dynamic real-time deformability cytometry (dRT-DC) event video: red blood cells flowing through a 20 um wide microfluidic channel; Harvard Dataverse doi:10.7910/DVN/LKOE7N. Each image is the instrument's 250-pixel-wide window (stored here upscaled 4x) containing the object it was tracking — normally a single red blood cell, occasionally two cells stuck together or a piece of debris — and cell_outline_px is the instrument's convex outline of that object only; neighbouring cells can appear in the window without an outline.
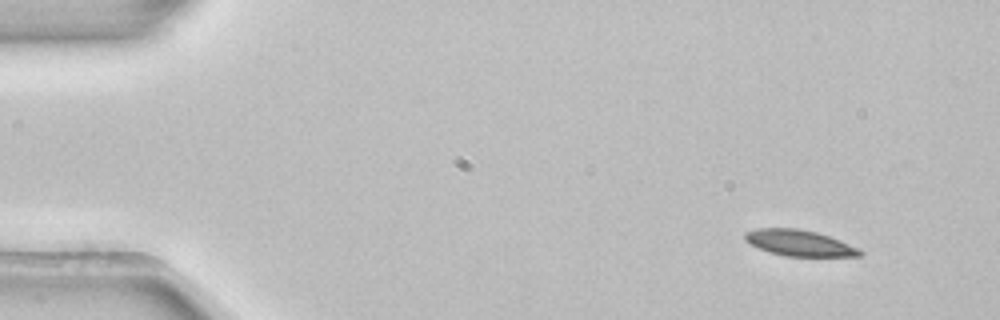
{"species": "common noctule bat (a hibernating species)", "species_latin": "Nyctalus noctula", "temperature_condition": "room temperature", "stored_images_in_passage": 5, "camera_frame_rate_fps": 3000, "um_per_image_px": 0.085, "animal": {"sex": "female", "body_mass_g": 22.7, "forearm_length_mm": 54.2}, "frame": {"image": 1, "passage_image": 1, "time_ms": 0.0, "image_size_px": [1000, 320], "cell_outline_px": [[864, 252], [860, 256], [784, 256], [768, 252], [744, 240], [744, 232], [756, 228], [796, 228], [816, 232], [828, 236], [860, 248]], "centroid_in_image_um": [67.93, 20.65], "position_along_channel_um": 17.1, "area_um2": 17.4}}
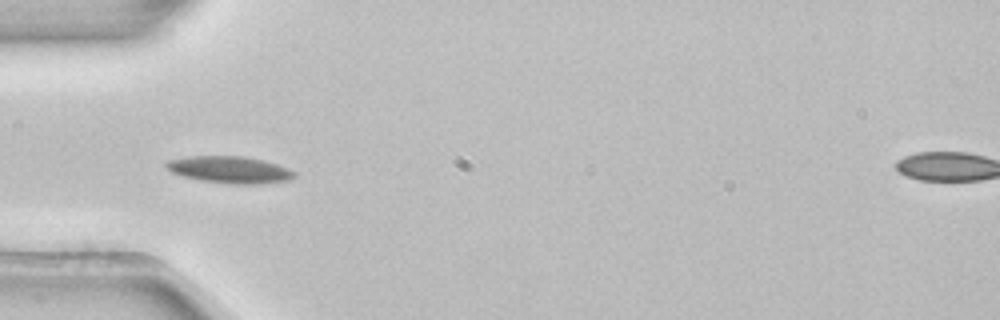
{"frame": {"image": 2, "passage_image": 4, "time_ms": 1.0, "image_size_px": [1000, 320], "cell_outline_px": [[296, 176], [292, 180], [264, 184], [228, 184], [200, 180], [184, 176], [172, 172], [164, 164], [168, 160], [192, 156], [244, 156], [264, 160], [288, 168], [296, 172]], "centroid_in_image_um": [19.6, 14.43], "position_along_channel_um": 65.4, "area_um2": 20.23}}